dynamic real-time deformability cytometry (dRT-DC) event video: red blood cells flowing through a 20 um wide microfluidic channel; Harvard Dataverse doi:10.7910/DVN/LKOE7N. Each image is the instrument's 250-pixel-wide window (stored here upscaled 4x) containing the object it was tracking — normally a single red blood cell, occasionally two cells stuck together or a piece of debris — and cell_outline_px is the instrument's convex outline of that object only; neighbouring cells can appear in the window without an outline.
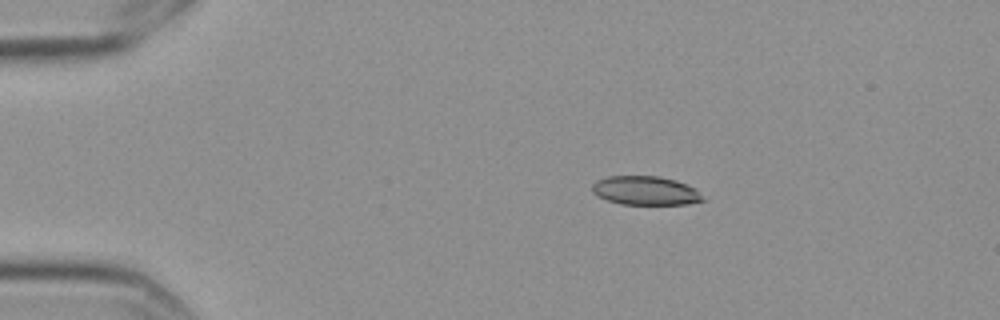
{"species": "Egyptian fruit bat (a non-hibernating species)", "species_latin": "Rousettus aegyptiacus", "temperature_condition": "cold", "stored_images_in_passage": 3, "camera_frame_rate_fps": 3000, "um_per_image_px": 0.085, "frame": {"image": 1, "passage_image": 1, "time_ms": 0.0, "image_size_px": [1000, 320], "cell_outline_px": [[704, 200], [688, 204], [620, 204], [596, 196], [592, 192], [592, 184], [596, 180], [608, 176], [660, 176], [676, 180], [688, 184], [696, 188]], "centroid_in_image_um": [54.85, 16.19], "position_along_channel_um": 30.2, "area_um2": 18.73}}